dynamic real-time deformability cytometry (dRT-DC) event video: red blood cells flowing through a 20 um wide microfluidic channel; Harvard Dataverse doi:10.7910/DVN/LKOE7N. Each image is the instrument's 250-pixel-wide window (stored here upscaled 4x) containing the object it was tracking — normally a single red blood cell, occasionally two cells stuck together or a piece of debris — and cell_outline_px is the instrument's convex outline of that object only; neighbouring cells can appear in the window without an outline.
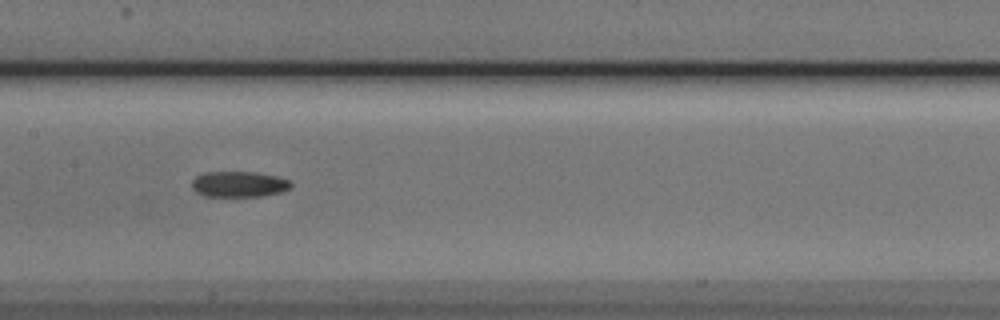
{"species": "Egyptian fruit bat (a non-hibernating species)", "species_latin": "Rousettus aegyptiacus", "temperature_condition": "cold", "stored_images_in_passage": 38, "camera_frame_rate_fps": 3000, "um_per_image_px": 0.085, "animal": {"sex": "male"}, "frame": {"image": 1, "passage_image": 12, "time_ms": 3.667, "image_size_px": [1000, 320], "cell_outline_px": [[292, 188], [280, 192], [260, 196], [204, 196], [196, 192], [192, 188], [192, 180], [196, 176], [204, 172], [256, 172], [276, 176], [288, 180], [292, 184]], "centroid_in_image_um": [20.29, 15.65], "position_along_channel_um": 187.1, "area_um2": 14.85}, "authors_computed_cell_mechanics": {"area_um2": 15.1725, "velocity_mm_per_s": 3.8461, "shape_relaxation_time_tau1_ms": null, "shape_relaxation_time_tau2_ms": 7.4931, "deformation_change_tau1": null, "deformation_change_tau2": 0.129}}